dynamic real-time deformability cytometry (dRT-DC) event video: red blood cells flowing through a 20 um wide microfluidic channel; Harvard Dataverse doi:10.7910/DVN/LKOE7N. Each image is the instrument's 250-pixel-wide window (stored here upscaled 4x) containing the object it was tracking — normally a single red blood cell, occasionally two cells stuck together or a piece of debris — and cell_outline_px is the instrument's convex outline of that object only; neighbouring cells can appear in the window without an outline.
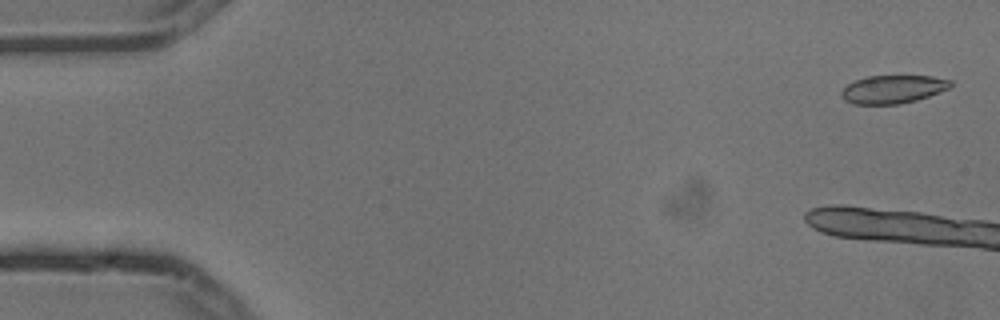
{"species": "common noctule bat (a hibernating species)", "species_latin": "Nyctalus noctula", "temperature_condition": "cold", "stored_images_in_passage": 4, "camera_frame_rate_fps": 3000, "um_per_image_px": 0.085, "animal": {"sex": "male", "body_mass_g": 13.3}, "frame": {"image": 1, "passage_image": 1, "time_ms": 0.0, "image_size_px": [1000, 320], "cell_outline_px": [[952, 84], [948, 88], [940, 92], [916, 100], [900, 104], [852, 104], [844, 100], [840, 96], [840, 92], [848, 84], [856, 80], [868, 76], [932, 76], [952, 80]], "centroid_in_image_um": [75.88, 7.59], "position_along_channel_um": 9.1, "area_um2": 17.92}}